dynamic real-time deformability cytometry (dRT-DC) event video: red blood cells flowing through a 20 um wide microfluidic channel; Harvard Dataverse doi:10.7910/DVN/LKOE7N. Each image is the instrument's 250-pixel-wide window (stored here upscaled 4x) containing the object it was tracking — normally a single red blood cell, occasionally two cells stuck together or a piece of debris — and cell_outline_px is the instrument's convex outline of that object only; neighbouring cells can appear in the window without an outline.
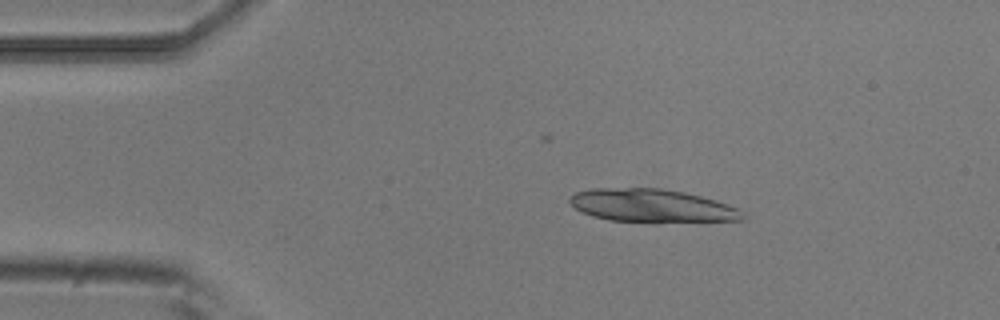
{"species": "common noctule bat (a hibernating species)", "species_latin": "Nyctalus noctula", "temperature_condition": "room temperature", "stored_images_in_passage": 6, "camera_frame_rate_fps": 3000, "um_per_image_px": 0.085, "animal": {"sex": "male", "body_mass_g": 20.5, "forearm_length_mm": 52.5}, "frame": {"image": 1, "passage_image": 1, "time_ms": 0.0, "image_size_px": [1000, 320], "cell_outline_px": [[748, 216], [744, 220], [608, 220], [592, 216], [576, 208], [568, 200], [576, 192], [596, 188], [660, 188], [684, 192], [716, 200], [736, 208], [744, 212]], "centroid_in_image_um": [55.41, 17.45], "position_along_channel_um": 29.6, "area_um2": 32.19}}
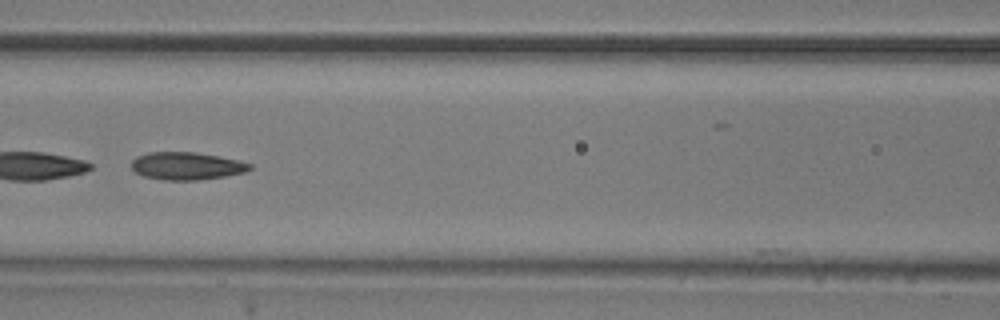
{"frame": {"image": 2, "passage_image": 5, "time_ms": 1.333, "image_size_px": [1000, 320], "cell_outline_px": [[252, 168], [244, 172], [224, 176], [200, 180], [160, 180], [144, 176], [136, 172], [132, 168], [132, 160], [136, 156], [148, 152], [196, 152], [240, 160], [252, 164]], "centroid_in_image_um": [15.86, 14.1], "position_along_channel_um": 150.7, "area_um2": 19.13}}
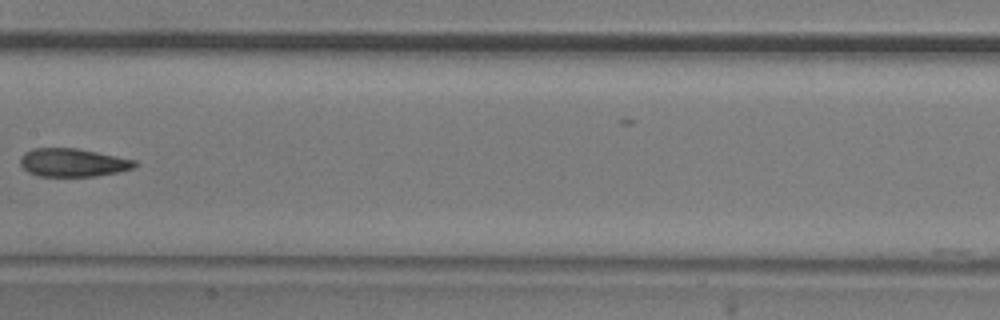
{"frame": {"image": 3, "passage_image": 6, "time_ms": 1.667, "image_size_px": [1000, 320], "cell_outline_px": [[136, 164], [132, 168], [116, 172], [96, 176], [40, 176], [28, 172], [20, 164], [20, 160], [24, 152], [32, 148], [76, 148], [136, 160]], "centroid_in_image_um": [6.15, 13.81], "position_along_channel_um": 201.2, "area_um2": 18.61}}